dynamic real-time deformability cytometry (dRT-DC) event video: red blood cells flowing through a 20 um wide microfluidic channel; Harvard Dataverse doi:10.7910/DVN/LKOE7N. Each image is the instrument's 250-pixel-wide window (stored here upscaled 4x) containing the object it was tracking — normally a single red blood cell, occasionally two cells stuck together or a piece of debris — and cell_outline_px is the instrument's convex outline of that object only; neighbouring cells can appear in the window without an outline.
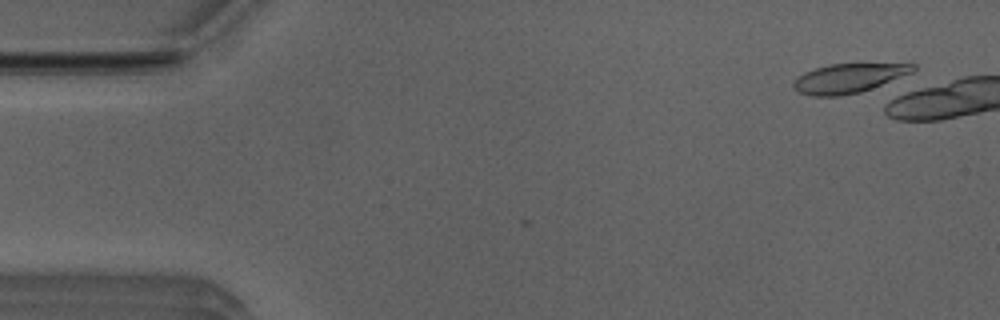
{"species": "Egyptian fruit bat (a non-hibernating species)", "species_latin": "Rousettus aegyptiacus", "temperature_condition": "room temperature", "stored_images_in_passage": 1, "camera_frame_rate_fps": 3000, "um_per_image_px": 0.085, "animal": {"sex": "male"}, "frame": {"image": 1, "passage_image": 1, "time_ms": 0.0, "image_size_px": [1000, 320], "cell_outline_px": [[916, 68], [912, 72], [860, 92], [840, 96], [812, 96], [800, 92], [792, 88], [792, 84], [804, 72], [816, 68], [832, 64], [916, 64]], "centroid_in_image_um": [72.09, 6.65], "position_along_channel_um": 12.9, "area_um2": 19.88}}